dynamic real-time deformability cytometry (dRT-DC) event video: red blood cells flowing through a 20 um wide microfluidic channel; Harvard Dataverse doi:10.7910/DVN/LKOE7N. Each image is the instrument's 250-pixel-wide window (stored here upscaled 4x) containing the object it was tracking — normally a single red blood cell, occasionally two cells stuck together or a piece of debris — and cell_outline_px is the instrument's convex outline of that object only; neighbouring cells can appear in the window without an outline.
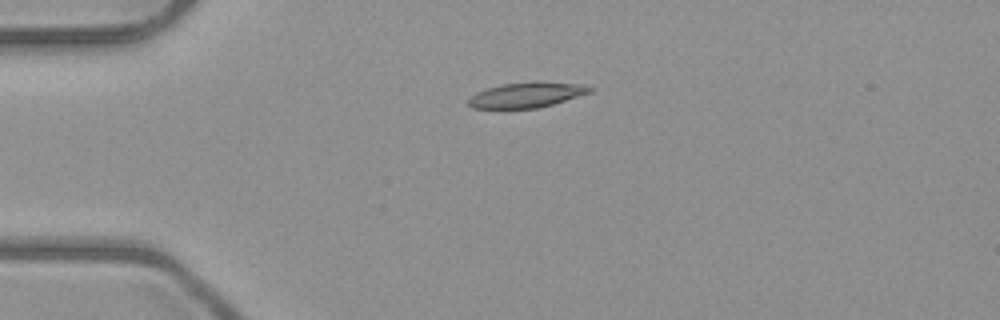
{"species": "common noctule bat (a hibernating species)", "species_latin": "Nyctalus noctula", "temperature_condition": "room temperature", "stored_images_in_passage": 2, "camera_frame_rate_fps": 3000, "um_per_image_px": 0.085, "animal": {"sex": "male", "body_mass_g": 23.1, "forearm_length_mm": 52.7}, "frame": {"image": 1, "passage_image": 1, "time_ms": 0.0, "image_size_px": [1000, 320], "cell_outline_px": [[592, 92], [552, 104], [536, 108], [472, 108], [468, 104], [468, 100], [476, 92], [488, 88], [504, 84], [576, 84], [592, 88]], "centroid_in_image_um": [44.68, 8.12], "position_along_channel_um": 40.3, "area_um2": 16.65}}